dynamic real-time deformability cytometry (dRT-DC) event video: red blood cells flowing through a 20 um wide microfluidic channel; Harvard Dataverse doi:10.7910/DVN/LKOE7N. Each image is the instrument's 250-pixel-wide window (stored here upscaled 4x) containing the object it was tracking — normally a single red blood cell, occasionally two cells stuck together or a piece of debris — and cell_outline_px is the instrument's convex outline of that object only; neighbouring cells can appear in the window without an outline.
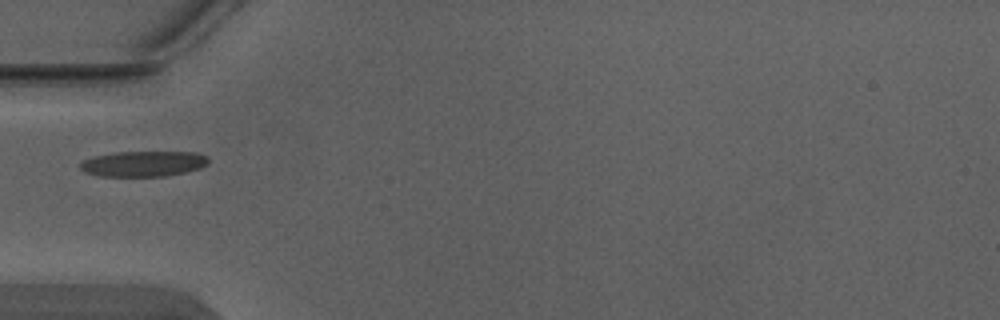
{"species": "Egyptian fruit bat (a non-hibernating species)", "species_latin": "Rousettus aegyptiacus", "temperature_condition": "warm", "stored_images_in_passage": 2, "camera_frame_rate_fps": 3000, "um_per_image_px": 0.085, "animal": {"sex": "male"}, "frame": {"image": 1, "passage_image": 1, "time_ms": 0.0, "image_size_px": [1000, 320], "cell_outline_px": [[208, 164], [200, 168], [184, 172], [164, 176], [100, 176], [88, 172], [80, 168], [80, 164], [84, 160], [96, 156], [116, 152], [196, 152], [208, 156]], "centroid_in_image_um": [12.24, 13.91], "position_along_channel_um": 72.8, "area_um2": 18.84}}
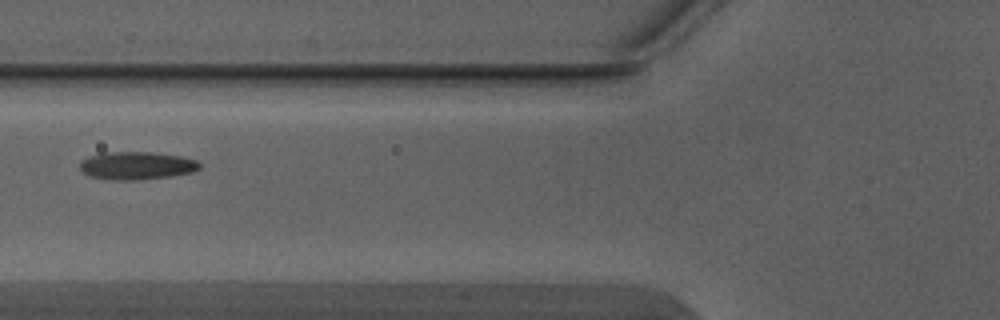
{"frame": {"image": 2, "passage_image": 2, "time_ms": 0.333, "image_size_px": [1000, 320], "cell_outline_px": [[200, 168], [192, 172], [168, 176], [136, 180], [108, 180], [88, 176], [80, 168], [80, 164], [88, 156], [104, 152], [152, 152], [180, 156], [196, 160], [200, 164]], "centroid_in_image_um": [11.59, 14.08], "position_along_channel_um": 114.2, "area_um2": 19.36}}